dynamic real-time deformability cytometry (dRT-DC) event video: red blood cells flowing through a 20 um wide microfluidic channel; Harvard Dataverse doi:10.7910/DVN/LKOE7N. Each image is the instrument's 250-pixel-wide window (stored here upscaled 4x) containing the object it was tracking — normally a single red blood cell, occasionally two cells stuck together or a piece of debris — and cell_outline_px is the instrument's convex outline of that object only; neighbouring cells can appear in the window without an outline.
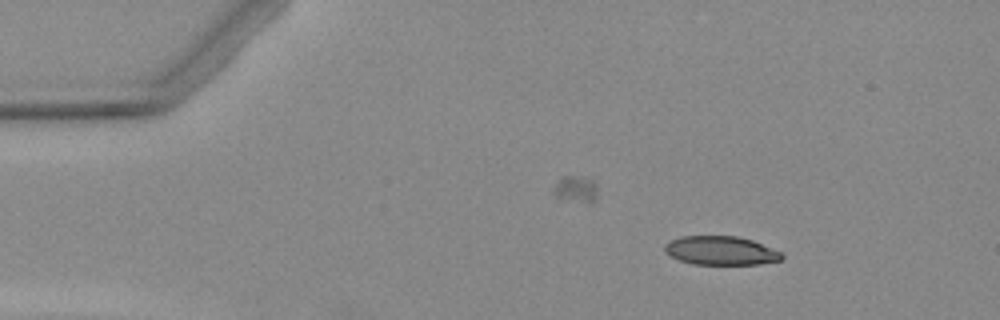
{"species": "Egyptian fruit bat (a non-hibernating species)", "species_latin": "Rousettus aegyptiacus", "temperature_condition": "warm", "stored_images_in_passage": 4, "camera_frame_rate_fps": 3000, "um_per_image_px": 0.085, "animal": {"sex": "female"}, "frame": {"image": 1, "passage_image": 2, "time_ms": 1.333, "image_size_px": [1000, 320], "cell_outline_px": [[784, 256], [780, 260], [760, 264], [692, 264], [680, 260], [664, 252], [664, 244], [680, 236], [736, 236], [752, 240], [780, 252]], "centroid_in_image_um": [61.24, 21.3], "position_along_channel_um": 23.8, "area_um2": 19.48}}